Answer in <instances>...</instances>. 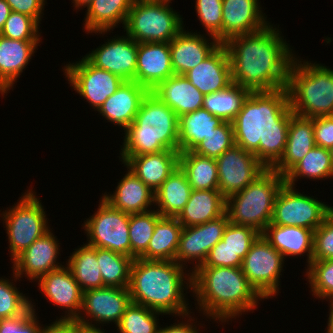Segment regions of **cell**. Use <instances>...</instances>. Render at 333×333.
<instances>
[{
  "label": "cell",
  "mask_w": 333,
  "mask_h": 333,
  "mask_svg": "<svg viewBox=\"0 0 333 333\" xmlns=\"http://www.w3.org/2000/svg\"><path fill=\"white\" fill-rule=\"evenodd\" d=\"M284 37L279 25L270 23L259 31L229 38L224 45L233 83L250 92L286 88L296 53Z\"/></svg>",
  "instance_id": "1"
},
{
  "label": "cell",
  "mask_w": 333,
  "mask_h": 333,
  "mask_svg": "<svg viewBox=\"0 0 333 333\" xmlns=\"http://www.w3.org/2000/svg\"><path fill=\"white\" fill-rule=\"evenodd\" d=\"M292 115L286 88L250 92L232 121L234 142L271 169L284 153Z\"/></svg>",
  "instance_id": "2"
},
{
  "label": "cell",
  "mask_w": 333,
  "mask_h": 333,
  "mask_svg": "<svg viewBox=\"0 0 333 333\" xmlns=\"http://www.w3.org/2000/svg\"><path fill=\"white\" fill-rule=\"evenodd\" d=\"M191 282L195 309L221 325L253 313L264 301L239 267H198L191 273Z\"/></svg>",
  "instance_id": "3"
},
{
  "label": "cell",
  "mask_w": 333,
  "mask_h": 333,
  "mask_svg": "<svg viewBox=\"0 0 333 333\" xmlns=\"http://www.w3.org/2000/svg\"><path fill=\"white\" fill-rule=\"evenodd\" d=\"M128 290L133 303L164 315L192 312L186 295L192 290L191 272L176 261L134 259Z\"/></svg>",
  "instance_id": "4"
},
{
  "label": "cell",
  "mask_w": 333,
  "mask_h": 333,
  "mask_svg": "<svg viewBox=\"0 0 333 333\" xmlns=\"http://www.w3.org/2000/svg\"><path fill=\"white\" fill-rule=\"evenodd\" d=\"M179 117L152 92L144 97L134 121L123 131L120 156L178 151Z\"/></svg>",
  "instance_id": "5"
},
{
  "label": "cell",
  "mask_w": 333,
  "mask_h": 333,
  "mask_svg": "<svg viewBox=\"0 0 333 333\" xmlns=\"http://www.w3.org/2000/svg\"><path fill=\"white\" fill-rule=\"evenodd\" d=\"M296 55L287 92L293 114L305 118L333 116V69Z\"/></svg>",
  "instance_id": "6"
},
{
  "label": "cell",
  "mask_w": 333,
  "mask_h": 333,
  "mask_svg": "<svg viewBox=\"0 0 333 333\" xmlns=\"http://www.w3.org/2000/svg\"><path fill=\"white\" fill-rule=\"evenodd\" d=\"M285 177L266 169L243 190L226 198L225 212L229 221L263 233L271 223L276 196Z\"/></svg>",
  "instance_id": "7"
},
{
  "label": "cell",
  "mask_w": 333,
  "mask_h": 333,
  "mask_svg": "<svg viewBox=\"0 0 333 333\" xmlns=\"http://www.w3.org/2000/svg\"><path fill=\"white\" fill-rule=\"evenodd\" d=\"M173 0H135L128 13L124 32L137 43H169L184 28L182 15L170 4Z\"/></svg>",
  "instance_id": "8"
},
{
  "label": "cell",
  "mask_w": 333,
  "mask_h": 333,
  "mask_svg": "<svg viewBox=\"0 0 333 333\" xmlns=\"http://www.w3.org/2000/svg\"><path fill=\"white\" fill-rule=\"evenodd\" d=\"M25 191L13 206L2 213L0 210L8 237L11 263L50 229L48 215L37 192L32 186Z\"/></svg>",
  "instance_id": "9"
},
{
  "label": "cell",
  "mask_w": 333,
  "mask_h": 333,
  "mask_svg": "<svg viewBox=\"0 0 333 333\" xmlns=\"http://www.w3.org/2000/svg\"><path fill=\"white\" fill-rule=\"evenodd\" d=\"M99 201L98 209L82 223L86 244L130 257V214L114 208L102 197Z\"/></svg>",
  "instance_id": "10"
},
{
  "label": "cell",
  "mask_w": 333,
  "mask_h": 333,
  "mask_svg": "<svg viewBox=\"0 0 333 333\" xmlns=\"http://www.w3.org/2000/svg\"><path fill=\"white\" fill-rule=\"evenodd\" d=\"M296 187L286 183L281 187L275 199L271 223L315 231L333 206L318 200V197L301 193Z\"/></svg>",
  "instance_id": "11"
},
{
  "label": "cell",
  "mask_w": 333,
  "mask_h": 333,
  "mask_svg": "<svg viewBox=\"0 0 333 333\" xmlns=\"http://www.w3.org/2000/svg\"><path fill=\"white\" fill-rule=\"evenodd\" d=\"M285 262L282 254L274 249L261 234L244 257L241 268L254 289L264 299L269 300L278 296L281 290L280 277H282Z\"/></svg>",
  "instance_id": "12"
},
{
  "label": "cell",
  "mask_w": 333,
  "mask_h": 333,
  "mask_svg": "<svg viewBox=\"0 0 333 333\" xmlns=\"http://www.w3.org/2000/svg\"><path fill=\"white\" fill-rule=\"evenodd\" d=\"M62 69L68 84L94 111H98L125 82L119 76L95 67L83 56L78 61L67 62Z\"/></svg>",
  "instance_id": "13"
},
{
  "label": "cell",
  "mask_w": 333,
  "mask_h": 333,
  "mask_svg": "<svg viewBox=\"0 0 333 333\" xmlns=\"http://www.w3.org/2000/svg\"><path fill=\"white\" fill-rule=\"evenodd\" d=\"M128 288L102 287L83 292L82 306L77 318L85 329L104 330L102 326L121 321L131 304ZM107 324V325H106Z\"/></svg>",
  "instance_id": "14"
},
{
  "label": "cell",
  "mask_w": 333,
  "mask_h": 333,
  "mask_svg": "<svg viewBox=\"0 0 333 333\" xmlns=\"http://www.w3.org/2000/svg\"><path fill=\"white\" fill-rule=\"evenodd\" d=\"M229 222L225 212L204 224L183 227L175 261L191 273L194 272L203 265L209 251L222 239ZM188 264H192V268L189 266L188 269Z\"/></svg>",
  "instance_id": "15"
},
{
  "label": "cell",
  "mask_w": 333,
  "mask_h": 333,
  "mask_svg": "<svg viewBox=\"0 0 333 333\" xmlns=\"http://www.w3.org/2000/svg\"><path fill=\"white\" fill-rule=\"evenodd\" d=\"M219 191L225 198L252 183L267 168L256 156L234 144L216 158Z\"/></svg>",
  "instance_id": "16"
},
{
  "label": "cell",
  "mask_w": 333,
  "mask_h": 333,
  "mask_svg": "<svg viewBox=\"0 0 333 333\" xmlns=\"http://www.w3.org/2000/svg\"><path fill=\"white\" fill-rule=\"evenodd\" d=\"M124 34L107 38L84 57L95 67L109 71L124 81H135L138 43Z\"/></svg>",
  "instance_id": "17"
},
{
  "label": "cell",
  "mask_w": 333,
  "mask_h": 333,
  "mask_svg": "<svg viewBox=\"0 0 333 333\" xmlns=\"http://www.w3.org/2000/svg\"><path fill=\"white\" fill-rule=\"evenodd\" d=\"M36 282L40 293L52 305L64 310V315L56 320H77L82 306L83 291L65 264L41 276Z\"/></svg>",
  "instance_id": "18"
},
{
  "label": "cell",
  "mask_w": 333,
  "mask_h": 333,
  "mask_svg": "<svg viewBox=\"0 0 333 333\" xmlns=\"http://www.w3.org/2000/svg\"><path fill=\"white\" fill-rule=\"evenodd\" d=\"M50 228L45 234L36 239L22 254L12 262V270L21 280L25 277L30 282L37 281L41 276L63 267L59 256L60 243Z\"/></svg>",
  "instance_id": "19"
},
{
  "label": "cell",
  "mask_w": 333,
  "mask_h": 333,
  "mask_svg": "<svg viewBox=\"0 0 333 333\" xmlns=\"http://www.w3.org/2000/svg\"><path fill=\"white\" fill-rule=\"evenodd\" d=\"M200 33L184 28L169 42L174 74L184 75L195 68L221 44L215 37Z\"/></svg>",
  "instance_id": "20"
},
{
  "label": "cell",
  "mask_w": 333,
  "mask_h": 333,
  "mask_svg": "<svg viewBox=\"0 0 333 333\" xmlns=\"http://www.w3.org/2000/svg\"><path fill=\"white\" fill-rule=\"evenodd\" d=\"M260 0H222V44L229 38L249 34L266 27L269 22Z\"/></svg>",
  "instance_id": "21"
},
{
  "label": "cell",
  "mask_w": 333,
  "mask_h": 333,
  "mask_svg": "<svg viewBox=\"0 0 333 333\" xmlns=\"http://www.w3.org/2000/svg\"><path fill=\"white\" fill-rule=\"evenodd\" d=\"M184 76L203 95L227 89L233 81L230 58L225 45L220 44L204 61Z\"/></svg>",
  "instance_id": "22"
},
{
  "label": "cell",
  "mask_w": 333,
  "mask_h": 333,
  "mask_svg": "<svg viewBox=\"0 0 333 333\" xmlns=\"http://www.w3.org/2000/svg\"><path fill=\"white\" fill-rule=\"evenodd\" d=\"M173 75L169 43H138L135 82L151 92Z\"/></svg>",
  "instance_id": "23"
},
{
  "label": "cell",
  "mask_w": 333,
  "mask_h": 333,
  "mask_svg": "<svg viewBox=\"0 0 333 333\" xmlns=\"http://www.w3.org/2000/svg\"><path fill=\"white\" fill-rule=\"evenodd\" d=\"M42 41L13 40L0 35V94L13 91Z\"/></svg>",
  "instance_id": "24"
},
{
  "label": "cell",
  "mask_w": 333,
  "mask_h": 333,
  "mask_svg": "<svg viewBox=\"0 0 333 333\" xmlns=\"http://www.w3.org/2000/svg\"><path fill=\"white\" fill-rule=\"evenodd\" d=\"M123 178L117 182L113 193L101 197L114 208L127 214L143 213L155 209V192L144 184L127 166ZM153 206V208H152Z\"/></svg>",
  "instance_id": "25"
},
{
  "label": "cell",
  "mask_w": 333,
  "mask_h": 333,
  "mask_svg": "<svg viewBox=\"0 0 333 333\" xmlns=\"http://www.w3.org/2000/svg\"><path fill=\"white\" fill-rule=\"evenodd\" d=\"M179 151L165 150L138 156H118L119 162L154 192L179 166Z\"/></svg>",
  "instance_id": "26"
},
{
  "label": "cell",
  "mask_w": 333,
  "mask_h": 333,
  "mask_svg": "<svg viewBox=\"0 0 333 333\" xmlns=\"http://www.w3.org/2000/svg\"><path fill=\"white\" fill-rule=\"evenodd\" d=\"M148 90L135 81H125L120 88L102 104L98 113L105 121L125 130L135 119Z\"/></svg>",
  "instance_id": "27"
},
{
  "label": "cell",
  "mask_w": 333,
  "mask_h": 333,
  "mask_svg": "<svg viewBox=\"0 0 333 333\" xmlns=\"http://www.w3.org/2000/svg\"><path fill=\"white\" fill-rule=\"evenodd\" d=\"M262 236L285 260L288 256L298 259L301 255H306L307 267L313 261L314 230L270 223Z\"/></svg>",
  "instance_id": "28"
},
{
  "label": "cell",
  "mask_w": 333,
  "mask_h": 333,
  "mask_svg": "<svg viewBox=\"0 0 333 333\" xmlns=\"http://www.w3.org/2000/svg\"><path fill=\"white\" fill-rule=\"evenodd\" d=\"M315 146L312 119L293 114L284 153L271 169L285 176Z\"/></svg>",
  "instance_id": "29"
},
{
  "label": "cell",
  "mask_w": 333,
  "mask_h": 333,
  "mask_svg": "<svg viewBox=\"0 0 333 333\" xmlns=\"http://www.w3.org/2000/svg\"><path fill=\"white\" fill-rule=\"evenodd\" d=\"M135 0H93L85 11L83 29L103 37L122 24L125 25L128 13ZM111 30V31H110Z\"/></svg>",
  "instance_id": "30"
},
{
  "label": "cell",
  "mask_w": 333,
  "mask_h": 333,
  "mask_svg": "<svg viewBox=\"0 0 333 333\" xmlns=\"http://www.w3.org/2000/svg\"><path fill=\"white\" fill-rule=\"evenodd\" d=\"M178 117L203 106L204 95L184 75L174 74L151 91Z\"/></svg>",
  "instance_id": "31"
},
{
  "label": "cell",
  "mask_w": 333,
  "mask_h": 333,
  "mask_svg": "<svg viewBox=\"0 0 333 333\" xmlns=\"http://www.w3.org/2000/svg\"><path fill=\"white\" fill-rule=\"evenodd\" d=\"M226 198L219 191L192 190L187 204L176 217L183 227L204 224L225 213Z\"/></svg>",
  "instance_id": "32"
},
{
  "label": "cell",
  "mask_w": 333,
  "mask_h": 333,
  "mask_svg": "<svg viewBox=\"0 0 333 333\" xmlns=\"http://www.w3.org/2000/svg\"><path fill=\"white\" fill-rule=\"evenodd\" d=\"M192 188L186 173L178 166L155 191V206L162 217H177L187 204Z\"/></svg>",
  "instance_id": "33"
},
{
  "label": "cell",
  "mask_w": 333,
  "mask_h": 333,
  "mask_svg": "<svg viewBox=\"0 0 333 333\" xmlns=\"http://www.w3.org/2000/svg\"><path fill=\"white\" fill-rule=\"evenodd\" d=\"M223 122L203 107L182 114L179 117L178 151H192Z\"/></svg>",
  "instance_id": "34"
},
{
  "label": "cell",
  "mask_w": 333,
  "mask_h": 333,
  "mask_svg": "<svg viewBox=\"0 0 333 333\" xmlns=\"http://www.w3.org/2000/svg\"><path fill=\"white\" fill-rule=\"evenodd\" d=\"M183 226L176 217H160L146 249V260L175 261Z\"/></svg>",
  "instance_id": "35"
},
{
  "label": "cell",
  "mask_w": 333,
  "mask_h": 333,
  "mask_svg": "<svg viewBox=\"0 0 333 333\" xmlns=\"http://www.w3.org/2000/svg\"><path fill=\"white\" fill-rule=\"evenodd\" d=\"M66 260L65 265L70 269L83 292L104 287L97 262L96 247L83 243L81 247L75 248Z\"/></svg>",
  "instance_id": "36"
},
{
  "label": "cell",
  "mask_w": 333,
  "mask_h": 333,
  "mask_svg": "<svg viewBox=\"0 0 333 333\" xmlns=\"http://www.w3.org/2000/svg\"><path fill=\"white\" fill-rule=\"evenodd\" d=\"M179 166L186 173L193 190L219 189L215 158L202 156L193 151L180 152Z\"/></svg>",
  "instance_id": "37"
},
{
  "label": "cell",
  "mask_w": 333,
  "mask_h": 333,
  "mask_svg": "<svg viewBox=\"0 0 333 333\" xmlns=\"http://www.w3.org/2000/svg\"><path fill=\"white\" fill-rule=\"evenodd\" d=\"M333 151L315 146L284 177L285 183L294 186L299 179L313 181L331 179Z\"/></svg>",
  "instance_id": "38"
},
{
  "label": "cell",
  "mask_w": 333,
  "mask_h": 333,
  "mask_svg": "<svg viewBox=\"0 0 333 333\" xmlns=\"http://www.w3.org/2000/svg\"><path fill=\"white\" fill-rule=\"evenodd\" d=\"M96 257L104 287L128 288L132 257L97 247Z\"/></svg>",
  "instance_id": "39"
},
{
  "label": "cell",
  "mask_w": 333,
  "mask_h": 333,
  "mask_svg": "<svg viewBox=\"0 0 333 333\" xmlns=\"http://www.w3.org/2000/svg\"><path fill=\"white\" fill-rule=\"evenodd\" d=\"M249 94V90L233 83L225 90L204 95L202 107L223 121L232 122Z\"/></svg>",
  "instance_id": "40"
},
{
  "label": "cell",
  "mask_w": 333,
  "mask_h": 333,
  "mask_svg": "<svg viewBox=\"0 0 333 333\" xmlns=\"http://www.w3.org/2000/svg\"><path fill=\"white\" fill-rule=\"evenodd\" d=\"M161 215L156 209L130 214L129 238L130 257L146 259V249L151 240L157 220Z\"/></svg>",
  "instance_id": "41"
},
{
  "label": "cell",
  "mask_w": 333,
  "mask_h": 333,
  "mask_svg": "<svg viewBox=\"0 0 333 333\" xmlns=\"http://www.w3.org/2000/svg\"><path fill=\"white\" fill-rule=\"evenodd\" d=\"M159 315L164 314L131 302L115 329L119 333H158Z\"/></svg>",
  "instance_id": "42"
},
{
  "label": "cell",
  "mask_w": 333,
  "mask_h": 333,
  "mask_svg": "<svg viewBox=\"0 0 333 333\" xmlns=\"http://www.w3.org/2000/svg\"><path fill=\"white\" fill-rule=\"evenodd\" d=\"M12 273V279L0 277V319L24 314L31 307L32 299L16 287L20 279Z\"/></svg>",
  "instance_id": "43"
},
{
  "label": "cell",
  "mask_w": 333,
  "mask_h": 333,
  "mask_svg": "<svg viewBox=\"0 0 333 333\" xmlns=\"http://www.w3.org/2000/svg\"><path fill=\"white\" fill-rule=\"evenodd\" d=\"M303 273L312 297L323 301L333 297V259L312 261Z\"/></svg>",
  "instance_id": "44"
},
{
  "label": "cell",
  "mask_w": 333,
  "mask_h": 333,
  "mask_svg": "<svg viewBox=\"0 0 333 333\" xmlns=\"http://www.w3.org/2000/svg\"><path fill=\"white\" fill-rule=\"evenodd\" d=\"M40 27L34 18L12 11L4 23L0 35L13 40L42 41Z\"/></svg>",
  "instance_id": "45"
},
{
  "label": "cell",
  "mask_w": 333,
  "mask_h": 333,
  "mask_svg": "<svg viewBox=\"0 0 333 333\" xmlns=\"http://www.w3.org/2000/svg\"><path fill=\"white\" fill-rule=\"evenodd\" d=\"M234 144L232 122L224 121L192 151L199 155L216 159Z\"/></svg>",
  "instance_id": "46"
},
{
  "label": "cell",
  "mask_w": 333,
  "mask_h": 333,
  "mask_svg": "<svg viewBox=\"0 0 333 333\" xmlns=\"http://www.w3.org/2000/svg\"><path fill=\"white\" fill-rule=\"evenodd\" d=\"M222 0H195L197 18L207 35L222 44Z\"/></svg>",
  "instance_id": "47"
},
{
  "label": "cell",
  "mask_w": 333,
  "mask_h": 333,
  "mask_svg": "<svg viewBox=\"0 0 333 333\" xmlns=\"http://www.w3.org/2000/svg\"><path fill=\"white\" fill-rule=\"evenodd\" d=\"M260 235L261 233L252 227L229 222L224 230L222 240L243 260Z\"/></svg>",
  "instance_id": "48"
},
{
  "label": "cell",
  "mask_w": 333,
  "mask_h": 333,
  "mask_svg": "<svg viewBox=\"0 0 333 333\" xmlns=\"http://www.w3.org/2000/svg\"><path fill=\"white\" fill-rule=\"evenodd\" d=\"M33 301L31 300V307L24 314L1 318L0 333H40L44 325L39 323Z\"/></svg>",
  "instance_id": "49"
},
{
  "label": "cell",
  "mask_w": 333,
  "mask_h": 333,
  "mask_svg": "<svg viewBox=\"0 0 333 333\" xmlns=\"http://www.w3.org/2000/svg\"><path fill=\"white\" fill-rule=\"evenodd\" d=\"M333 259V209L314 231L313 261Z\"/></svg>",
  "instance_id": "50"
},
{
  "label": "cell",
  "mask_w": 333,
  "mask_h": 333,
  "mask_svg": "<svg viewBox=\"0 0 333 333\" xmlns=\"http://www.w3.org/2000/svg\"><path fill=\"white\" fill-rule=\"evenodd\" d=\"M243 260L221 239L200 267H242Z\"/></svg>",
  "instance_id": "51"
},
{
  "label": "cell",
  "mask_w": 333,
  "mask_h": 333,
  "mask_svg": "<svg viewBox=\"0 0 333 333\" xmlns=\"http://www.w3.org/2000/svg\"><path fill=\"white\" fill-rule=\"evenodd\" d=\"M316 146L333 151V116L311 118Z\"/></svg>",
  "instance_id": "52"
},
{
  "label": "cell",
  "mask_w": 333,
  "mask_h": 333,
  "mask_svg": "<svg viewBox=\"0 0 333 333\" xmlns=\"http://www.w3.org/2000/svg\"><path fill=\"white\" fill-rule=\"evenodd\" d=\"M13 12L23 13L41 24L47 0H5Z\"/></svg>",
  "instance_id": "53"
},
{
  "label": "cell",
  "mask_w": 333,
  "mask_h": 333,
  "mask_svg": "<svg viewBox=\"0 0 333 333\" xmlns=\"http://www.w3.org/2000/svg\"><path fill=\"white\" fill-rule=\"evenodd\" d=\"M193 315L195 317L194 312H189L188 314L178 316L180 318V321L177 320V323L175 322L173 324H170L169 326L167 324L165 325V327L160 325L158 333H201L200 331L202 330H200V328H205V326L203 327V325L205 324L199 323L200 321H197L196 317H192Z\"/></svg>",
  "instance_id": "54"
},
{
  "label": "cell",
  "mask_w": 333,
  "mask_h": 333,
  "mask_svg": "<svg viewBox=\"0 0 333 333\" xmlns=\"http://www.w3.org/2000/svg\"><path fill=\"white\" fill-rule=\"evenodd\" d=\"M85 330L77 321L54 320L44 325L40 333H84Z\"/></svg>",
  "instance_id": "55"
},
{
  "label": "cell",
  "mask_w": 333,
  "mask_h": 333,
  "mask_svg": "<svg viewBox=\"0 0 333 333\" xmlns=\"http://www.w3.org/2000/svg\"><path fill=\"white\" fill-rule=\"evenodd\" d=\"M11 12L12 10L8 3L5 0H0V31Z\"/></svg>",
  "instance_id": "56"
},
{
  "label": "cell",
  "mask_w": 333,
  "mask_h": 333,
  "mask_svg": "<svg viewBox=\"0 0 333 333\" xmlns=\"http://www.w3.org/2000/svg\"><path fill=\"white\" fill-rule=\"evenodd\" d=\"M329 305V314H328V321L326 326L325 333H333V297L326 299Z\"/></svg>",
  "instance_id": "57"
},
{
  "label": "cell",
  "mask_w": 333,
  "mask_h": 333,
  "mask_svg": "<svg viewBox=\"0 0 333 333\" xmlns=\"http://www.w3.org/2000/svg\"><path fill=\"white\" fill-rule=\"evenodd\" d=\"M93 0H72L71 2L73 3V7L75 10L82 9L83 8H88V6L92 3Z\"/></svg>",
  "instance_id": "58"
},
{
  "label": "cell",
  "mask_w": 333,
  "mask_h": 333,
  "mask_svg": "<svg viewBox=\"0 0 333 333\" xmlns=\"http://www.w3.org/2000/svg\"><path fill=\"white\" fill-rule=\"evenodd\" d=\"M84 333H107L105 330H90L86 329Z\"/></svg>",
  "instance_id": "59"
},
{
  "label": "cell",
  "mask_w": 333,
  "mask_h": 333,
  "mask_svg": "<svg viewBox=\"0 0 333 333\" xmlns=\"http://www.w3.org/2000/svg\"><path fill=\"white\" fill-rule=\"evenodd\" d=\"M331 179H333V156H332V171H331Z\"/></svg>",
  "instance_id": "60"
}]
</instances>
